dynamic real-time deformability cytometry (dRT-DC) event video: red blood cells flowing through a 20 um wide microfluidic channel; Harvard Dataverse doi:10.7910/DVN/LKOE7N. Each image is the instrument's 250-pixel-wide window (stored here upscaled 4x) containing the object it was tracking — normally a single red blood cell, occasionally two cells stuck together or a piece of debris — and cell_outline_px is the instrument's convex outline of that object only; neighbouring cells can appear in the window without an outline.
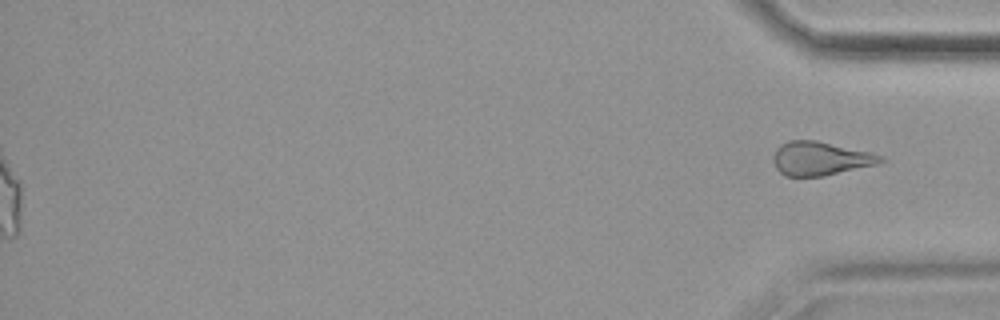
{"species": "common noctule bat (a hibernating species)", "species_latin": "Nyctalus noctula", "temperature_condition": "cold", "stored_images_in_passage": 43, "segment_of_instrument_passage": [2, 2], "camera_frame_rate_fps": 3000, "um_per_image_px": 0.085, "animal": {"sex": "female", "body_mass_g": 19.9}, "frame": {"image": 1, "passage_image": 43, "time_ms": 14.0, "image_size_px": [1000, 320], "cell_outline_px": [[888, 160], [876, 164], [824, 176], [784, 176], [776, 168], [772, 160], [772, 156], [776, 148], [780, 144], [788, 140], [816, 140], [868, 152], [884, 156]], "centroid_in_image_um": [69.69, 13.47], "position_along_channel_um": 365.5, "area_um2": 21.1}}